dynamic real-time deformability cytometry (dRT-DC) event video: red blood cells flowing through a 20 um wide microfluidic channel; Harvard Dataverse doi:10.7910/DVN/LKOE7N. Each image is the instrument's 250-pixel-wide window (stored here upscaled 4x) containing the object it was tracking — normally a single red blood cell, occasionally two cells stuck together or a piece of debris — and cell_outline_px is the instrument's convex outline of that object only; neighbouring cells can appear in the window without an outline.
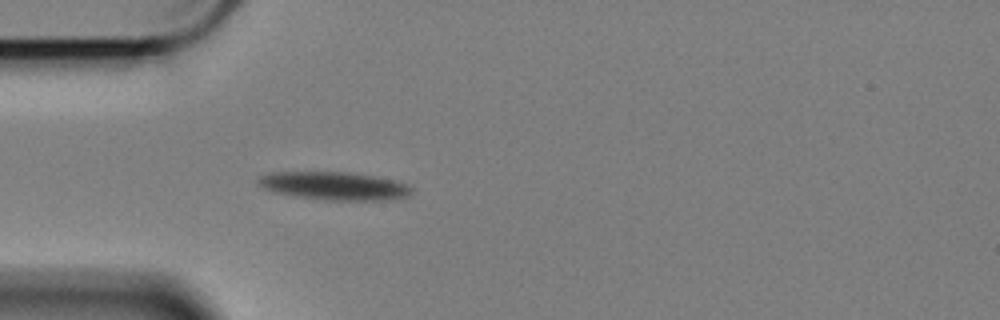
{"species": "Egyptian fruit bat (a non-hibernating species)", "species_latin": "Rousettus aegyptiacus", "temperature_condition": "cold", "stored_images_in_passage": 43, "camera_frame_rate_fps": 3000, "um_per_image_px": 0.085, "animal": {"sex": "female"}, "frame": {"image": 1, "passage_image": 1, "time_ms": 0.0, "image_size_px": [1000, 320], "cell_outline_px": [[412, 192], [404, 196], [376, 200], [324, 200], [292, 196], [272, 192], [256, 184], [256, 180], [260, 176], [272, 172], [348, 172], [372, 176], [392, 180], [404, 184], [412, 188]], "centroid_in_image_um": [28.27, 15.8], "position_along_channel_um": 56.7, "area_um2": 24.85}}
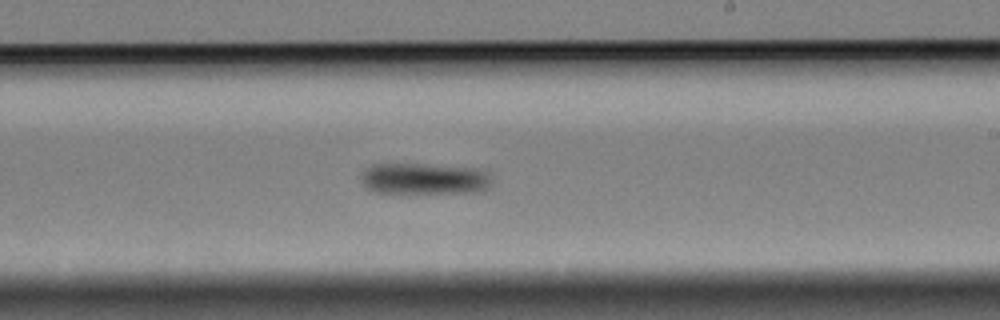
{"frame": {"image": 2, "passage_image": 19, "time_ms": 6.0, "image_size_px": [1000, 320], "cell_outline_px": [[492, 184], [488, 188], [472, 192], [372, 192], [364, 188], [360, 180], [360, 176], [364, 168], [372, 164], [424, 164], [488, 168], [492, 180]], "centroid_in_image_um": [36.08, 15.16], "position_along_channel_um": 252.9, "area_um2": 24.39}}
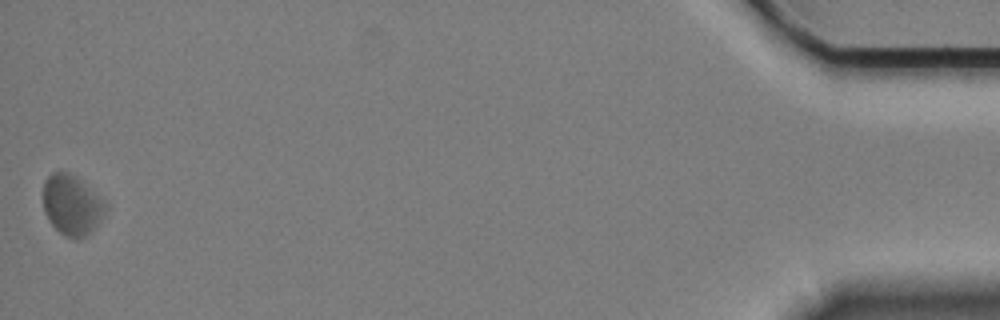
{"frame": {"image": 3, "passage_image": 43, "time_ms": 14.0, "image_size_px": [1000, 320], "cell_outline_px": [[108, 204], [100, 220], [92, 232], [80, 240], [72, 240], [64, 236], [48, 220], [44, 212], [44, 180], [52, 172], [68, 172], [80, 180]], "centroid_in_image_um": [6.1, 17.47], "position_along_channel_um": 429.1, "area_um2": 21.85}, "authors_computed_cell_mechanics": {"area_um2": 24.3338, "velocity_mm_per_s": 3.3441, "shape_relaxation_time_tau1_ms": 1.6909, "shape_relaxation_time_tau2_ms": null, "deformation_change_tau1": 0.0964, "deformation_change_tau2": null}}